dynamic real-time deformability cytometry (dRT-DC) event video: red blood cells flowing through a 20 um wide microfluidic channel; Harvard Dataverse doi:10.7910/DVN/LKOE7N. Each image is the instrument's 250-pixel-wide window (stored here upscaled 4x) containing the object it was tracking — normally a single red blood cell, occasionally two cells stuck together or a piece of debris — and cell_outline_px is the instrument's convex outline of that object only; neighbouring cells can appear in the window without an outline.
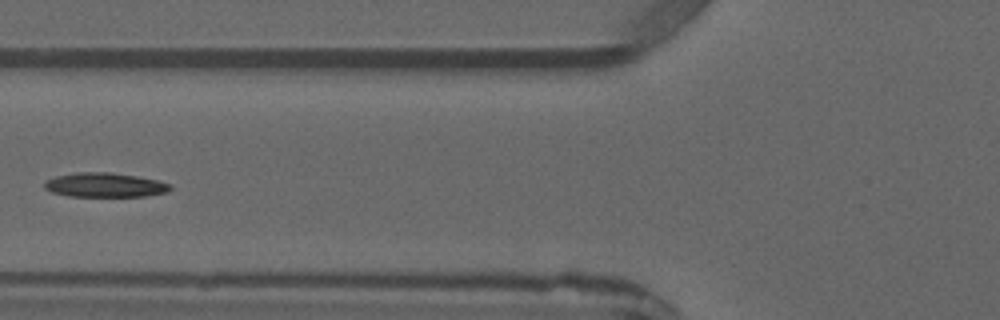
{"species": "common noctule bat (a hibernating species)", "species_latin": "Nyctalus noctula", "temperature_condition": "warm", "stored_images_in_passage": 5, "camera_frame_rate_fps": 3000, "um_per_image_px": 0.085, "animal": {"sex": "male", "forearm_length_mm": 52.5}, "frame": {"image": 1, "passage_image": 5, "time_ms": 5.333, "image_size_px": [1000, 320], "cell_outline_px": [[172, 188], [168, 192], [144, 196], [68, 196], [52, 192], [44, 188], [44, 184], [48, 180], [56, 176], [76, 172], [112, 172], [136, 176], [156, 180], [172, 184]], "centroid_in_image_um": [8.93, 15.72], "position_along_channel_um": 116.9, "area_um2": 17.8}}